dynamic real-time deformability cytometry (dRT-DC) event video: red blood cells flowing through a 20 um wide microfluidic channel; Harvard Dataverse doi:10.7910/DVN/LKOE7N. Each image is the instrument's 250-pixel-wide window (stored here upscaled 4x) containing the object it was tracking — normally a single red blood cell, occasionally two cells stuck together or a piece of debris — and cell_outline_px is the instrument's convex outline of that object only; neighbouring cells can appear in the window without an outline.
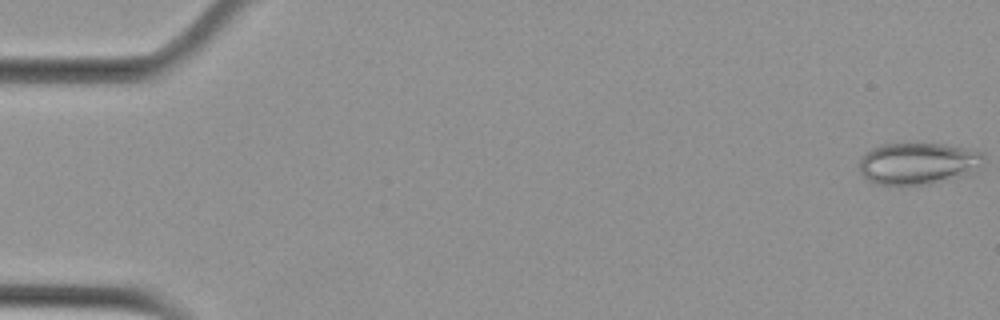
{"species": "Egyptian fruit bat (a non-hibernating species)", "species_latin": "Rousettus aegyptiacus", "temperature_condition": "cold", "stored_images_in_passage": 13, "camera_frame_rate_fps": 3000, "um_per_image_px": 0.085, "animal": {"sex": "female"}, "frame": {"image": 1, "passage_image": 1, "time_ms": 0.0, "image_size_px": [1000, 320], "cell_outline_px": [[984, 168], [960, 176], [932, 184], [876, 184], [868, 180], [860, 172], [860, 160], [872, 148], [884, 144], [908, 140], [944, 144], [984, 152]], "centroid_in_image_um": [78.08, 13.84], "position_along_channel_um": 6.9, "area_um2": 31.04}}